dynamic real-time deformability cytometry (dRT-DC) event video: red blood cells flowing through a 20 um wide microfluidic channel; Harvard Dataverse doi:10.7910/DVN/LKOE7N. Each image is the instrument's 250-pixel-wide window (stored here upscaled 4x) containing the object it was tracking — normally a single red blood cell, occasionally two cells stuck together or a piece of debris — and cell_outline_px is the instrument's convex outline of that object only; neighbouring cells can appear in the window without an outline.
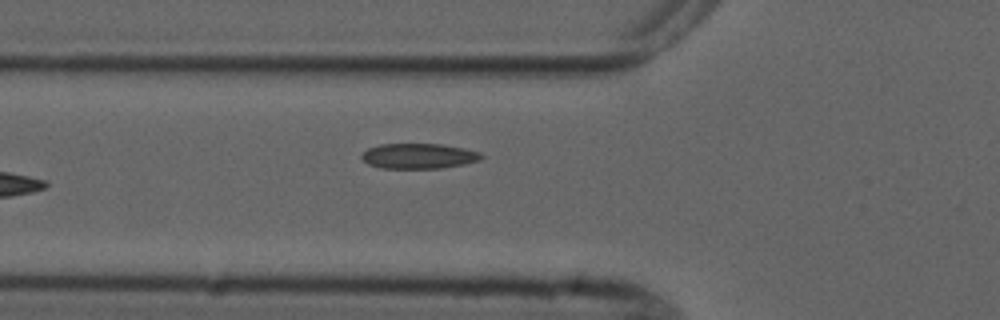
{"species": "common noctule bat (a hibernating species)", "species_latin": "Nyctalus noctula", "temperature_condition": "cold", "stored_images_in_passage": 6, "camera_frame_rate_fps": 3000, "um_per_image_px": 0.085, "animal": {"sex": "male", "forearm_length_mm": 52.5}, "frame": {"image": 1, "passage_image": 6, "time_ms": 5.667, "image_size_px": [1000, 320], "cell_outline_px": [[484, 156], [480, 160], [464, 164], [440, 168], [380, 168], [368, 164], [360, 156], [368, 148], [380, 144], [440, 144], [464, 148], [480, 152]], "centroid_in_image_um": [35.59, 13.26], "position_along_channel_um": 90.2, "area_um2": 17.57}}